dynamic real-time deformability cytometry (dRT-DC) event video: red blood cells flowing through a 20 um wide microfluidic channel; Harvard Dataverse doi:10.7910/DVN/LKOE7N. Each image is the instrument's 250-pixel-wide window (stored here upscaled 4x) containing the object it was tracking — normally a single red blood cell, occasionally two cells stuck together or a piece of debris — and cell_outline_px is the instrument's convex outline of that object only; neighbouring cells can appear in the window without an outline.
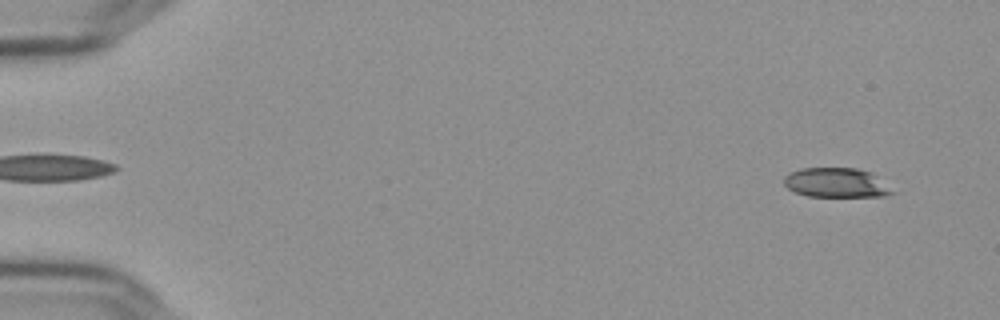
{"species": "Egyptian fruit bat (a non-hibernating species)", "species_latin": "Rousettus aegyptiacus", "temperature_condition": "cold", "stored_images_in_passage": 55, "camera_frame_rate_fps": 3000, "um_per_image_px": 0.085, "frame": {"image": 1, "passage_image": 3, "time_ms": 0.667, "image_size_px": [1000, 320], "cell_outline_px": [[896, 192], [884, 196], [808, 196], [796, 192], [788, 188], [784, 184], [784, 176], [800, 168], [856, 168], [872, 172]], "centroid_in_image_um": [71.1, 15.52], "position_along_channel_um": 13.9, "area_um2": 18.55}}
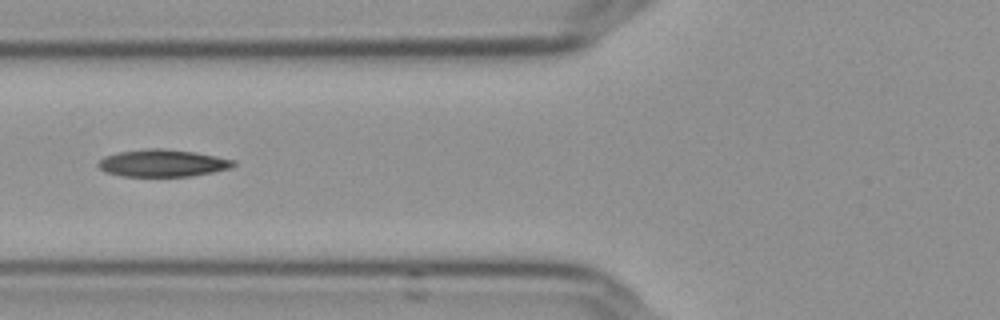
{"frame": {"image": 2, "passage_image": 22, "time_ms": 7.0, "image_size_px": [1000, 320], "cell_outline_px": [[236, 164], [228, 168], [212, 172], [192, 176], [120, 176], [104, 172], [96, 164], [104, 156], [120, 152], [148, 148], [164, 148], [192, 152], [236, 160]], "centroid_in_image_um": [13.78, 13.87], "position_along_channel_um": 112.0, "area_um2": 21.33}}
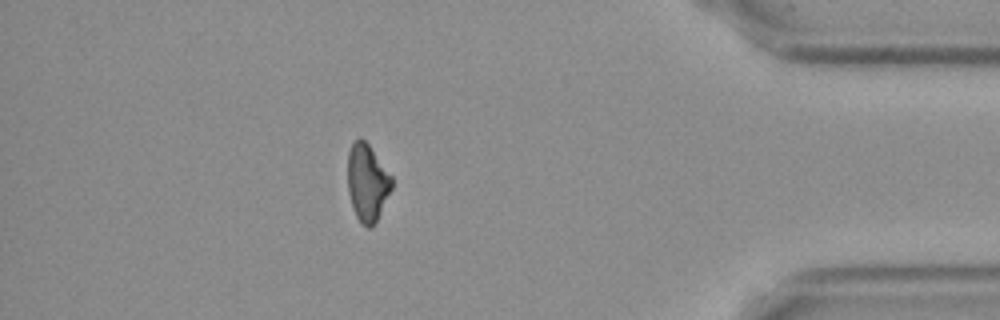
{"frame": {"image": 3, "passage_image": 49, "time_ms": 16.0, "image_size_px": [1000, 320], "cell_outline_px": [[392, 188], [372, 228], [368, 228], [356, 216], [348, 192], [348, 152], [352, 144], [360, 136], [368, 144], [392, 176]], "centroid_in_image_um": [31.21, 15.5], "position_along_channel_um": 404.0, "area_um2": 19.48}}